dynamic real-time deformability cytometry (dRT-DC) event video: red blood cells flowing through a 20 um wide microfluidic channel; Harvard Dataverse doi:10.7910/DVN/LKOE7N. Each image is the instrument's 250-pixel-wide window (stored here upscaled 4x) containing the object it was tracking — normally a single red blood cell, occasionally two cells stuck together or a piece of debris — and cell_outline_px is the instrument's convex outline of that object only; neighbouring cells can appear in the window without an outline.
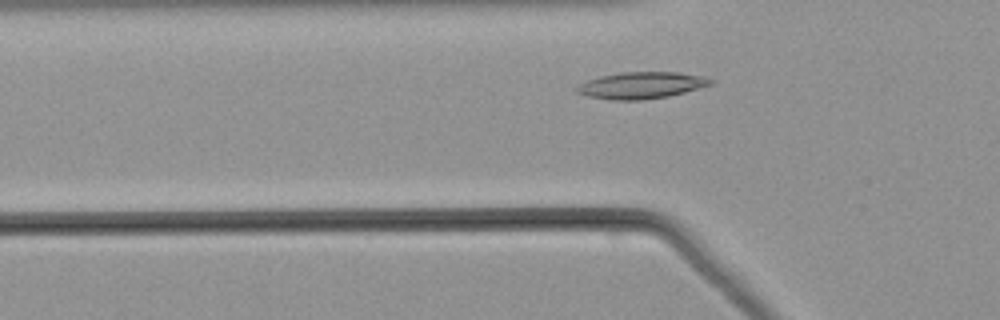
{"species": "common noctule bat (a hibernating species)", "species_latin": "Nyctalus noctula", "temperature_condition": "warm", "stored_images_in_passage": 33, "camera_frame_rate_fps": 3000, "um_per_image_px": 0.085, "animal": {"sex": "male", "body_mass_g": 21.5, "forearm_length_mm": 52.0}, "frame": {"image": 1, "passage_image": 3, "time_ms": 0.667, "image_size_px": [1000, 320], "cell_outline_px": [[716, 80], [712, 84], [684, 92], [668, 96], [640, 100], [612, 100], [588, 96], [576, 92], [576, 88], [580, 84], [588, 80], [600, 76], [620, 72], [676, 72], [708, 76]], "centroid_in_image_um": [54.56, 7.24], "position_along_channel_um": 71.2, "area_um2": 20.81}}
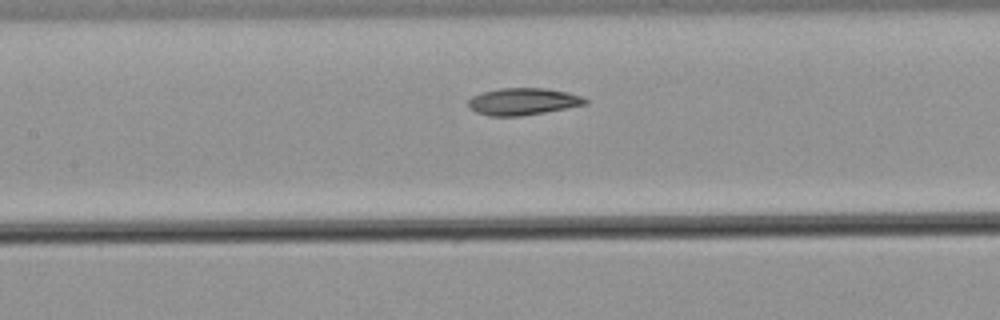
{"frame": {"image": 2, "passage_image": 10, "time_ms": 3.0, "image_size_px": [1000, 320], "cell_outline_px": [[588, 104], [544, 112], [520, 116], [488, 116], [476, 112], [468, 104], [468, 100], [472, 96], [480, 92], [500, 88], [548, 88], [568, 92], [580, 96], [588, 100]], "centroid_in_image_um": [44.45, 8.62], "position_along_channel_um": 163.0, "area_um2": 18.44}}
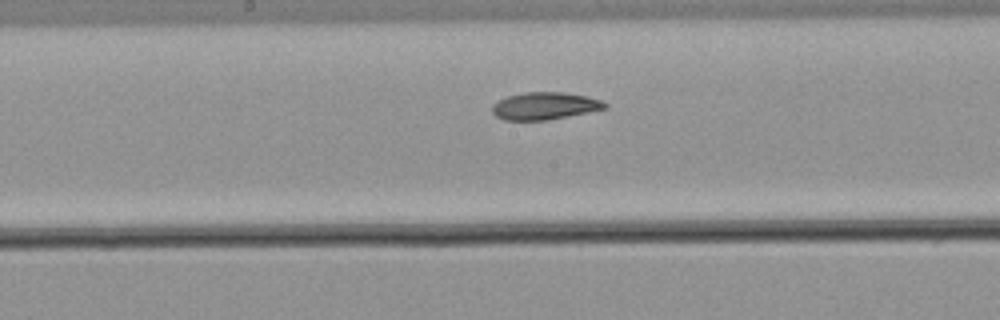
{"frame": {"image": 3, "passage_image": 13, "time_ms": 4.0, "image_size_px": [1000, 320], "cell_outline_px": [[608, 108], [544, 120], [504, 120], [496, 116], [492, 112], [492, 104], [496, 100], [508, 96], [524, 92], [564, 92], [588, 96], [600, 100], [608, 104]], "centroid_in_image_um": [46.27, 8.99], "position_along_channel_um": 201.9, "area_um2": 17.92}}